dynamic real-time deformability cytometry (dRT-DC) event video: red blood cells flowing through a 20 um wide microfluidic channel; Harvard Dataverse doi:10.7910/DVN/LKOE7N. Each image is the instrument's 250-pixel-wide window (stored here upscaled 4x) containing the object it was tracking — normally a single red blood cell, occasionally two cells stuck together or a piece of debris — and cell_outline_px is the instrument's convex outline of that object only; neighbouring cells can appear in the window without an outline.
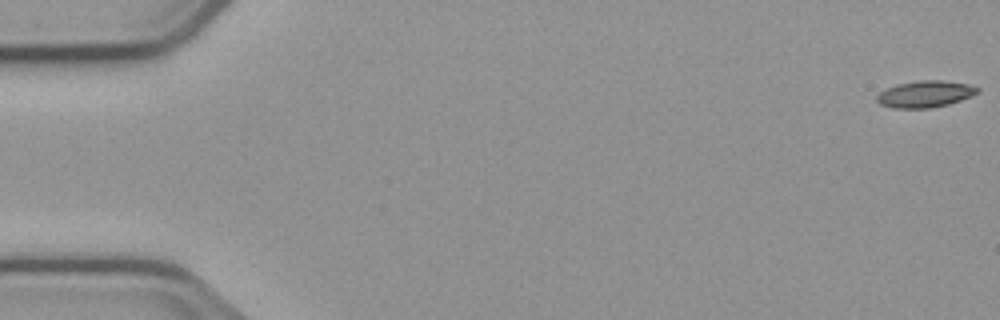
{"species": "common noctule bat (a hibernating species)", "species_latin": "Nyctalus noctula", "temperature_condition": "cold", "stored_images_in_passage": 5, "camera_frame_rate_fps": 3000, "um_per_image_px": 0.085, "animal": {"sex": "male", "body_mass_g": 23.1, "forearm_length_mm": 52.7}, "frame": {"image": 1, "passage_image": 1, "time_ms": 0.0, "image_size_px": [1000, 320], "cell_outline_px": [[980, 92], [960, 100], [948, 104], [928, 108], [892, 108], [880, 104], [876, 100], [876, 96], [880, 92], [888, 88], [900, 84], [920, 80], [940, 80], [968, 84], [980, 88]], "centroid_in_image_um": [78.64, 8.0], "position_along_channel_um": 6.4, "area_um2": 15.43}}
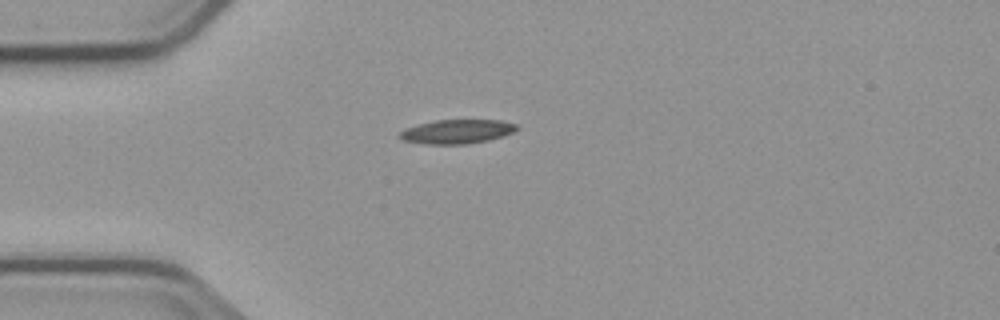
{"frame": {"image": 2, "passage_image": 5, "time_ms": 4.667, "image_size_px": [1000, 320], "cell_outline_px": [[516, 128], [512, 132], [488, 140], [468, 144], [424, 144], [404, 140], [400, 136], [400, 132], [404, 128], [436, 120], [500, 120], [516, 124]], "centroid_in_image_um": [38.81, 11.18], "position_along_channel_um": 46.2, "area_um2": 16.13}}